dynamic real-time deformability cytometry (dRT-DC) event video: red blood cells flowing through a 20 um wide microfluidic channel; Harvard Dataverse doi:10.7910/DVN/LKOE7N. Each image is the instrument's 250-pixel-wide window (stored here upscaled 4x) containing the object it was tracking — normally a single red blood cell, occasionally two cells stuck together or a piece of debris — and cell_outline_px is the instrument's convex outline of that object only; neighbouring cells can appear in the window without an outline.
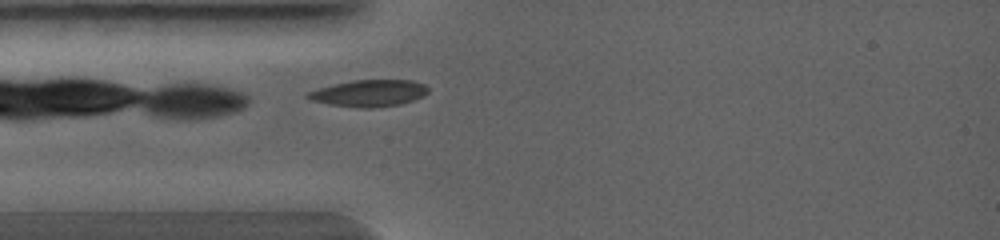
{"species": "common noctule bat (a hibernating species)", "species_latin": "Nyctalus noctula", "temperature_condition": "warm", "stored_images_in_passage": 1, "camera_frame_rate_fps": 5000, "um_per_image_px": 0.085, "animal": {"sex": "female", "body_mass_g": 19.0, "forearm_length_mm": 56.7}, "frame": {"image": 1, "passage_image": 1, "time_ms": 0.0, "image_size_px": [1000, 240], "cell_outline_px": [[428, 92], [424, 96], [400, 104], [372, 108], [360, 108], [328, 104], [312, 100], [304, 96], [308, 92], [332, 84], [352, 80], [412, 80], [424, 84], [428, 88]], "centroid_in_image_um": [31.37, 7.92], "position_along_channel_um": 53.6, "area_um2": 18.73}}